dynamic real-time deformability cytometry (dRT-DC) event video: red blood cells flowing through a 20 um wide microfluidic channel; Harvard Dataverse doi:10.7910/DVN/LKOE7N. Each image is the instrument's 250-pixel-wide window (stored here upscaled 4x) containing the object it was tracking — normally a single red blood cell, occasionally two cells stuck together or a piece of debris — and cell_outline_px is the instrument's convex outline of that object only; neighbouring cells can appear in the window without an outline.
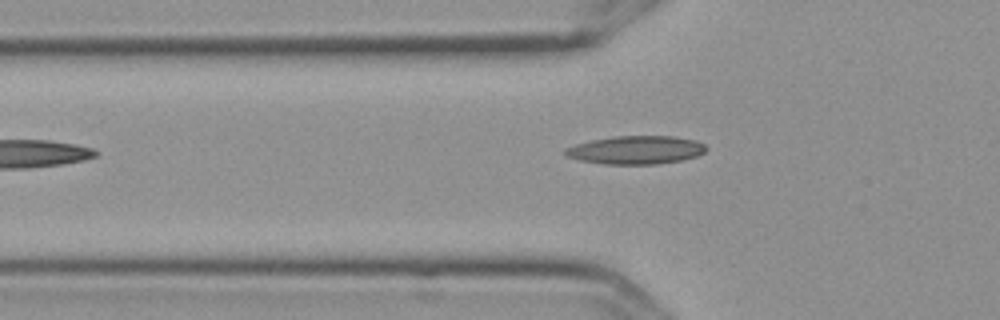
{"species": "Egyptian fruit bat (a non-hibernating species)", "species_latin": "Rousettus aegyptiacus", "temperature_condition": "cold", "stored_images_in_passage": 4, "camera_frame_rate_fps": 3000, "um_per_image_px": 0.085, "frame": {"image": 1, "passage_image": 4, "time_ms": 1.0, "image_size_px": [1000, 320], "cell_outline_px": [[708, 148], [704, 152], [696, 156], [680, 160], [656, 164], [604, 164], [580, 160], [568, 156], [564, 152], [564, 148], [576, 144], [592, 140], [612, 136], [672, 136], [696, 140], [704, 144]], "centroid_in_image_um": [54.06, 12.74], "position_along_channel_um": 71.7, "area_um2": 23.12}}